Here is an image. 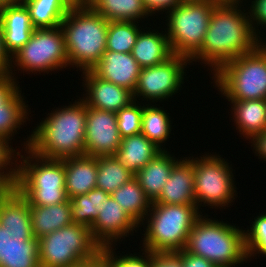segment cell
Instances as JSON below:
<instances>
[{
  "label": "cell",
  "instance_id": "83f0119b",
  "mask_svg": "<svg viewBox=\"0 0 266 267\" xmlns=\"http://www.w3.org/2000/svg\"><path fill=\"white\" fill-rule=\"evenodd\" d=\"M35 29L59 27L72 8L65 0H21Z\"/></svg>",
  "mask_w": 266,
  "mask_h": 267
},
{
  "label": "cell",
  "instance_id": "7bdbcfd3",
  "mask_svg": "<svg viewBox=\"0 0 266 267\" xmlns=\"http://www.w3.org/2000/svg\"><path fill=\"white\" fill-rule=\"evenodd\" d=\"M182 265L183 267H216L209 260L189 253L186 249L182 250Z\"/></svg>",
  "mask_w": 266,
  "mask_h": 267
},
{
  "label": "cell",
  "instance_id": "9a60e30c",
  "mask_svg": "<svg viewBox=\"0 0 266 267\" xmlns=\"http://www.w3.org/2000/svg\"><path fill=\"white\" fill-rule=\"evenodd\" d=\"M81 85L85 91L80 97L88 107L117 113L134 101L133 92L127 88L97 77L91 70L81 72Z\"/></svg>",
  "mask_w": 266,
  "mask_h": 267
},
{
  "label": "cell",
  "instance_id": "30bf717a",
  "mask_svg": "<svg viewBox=\"0 0 266 267\" xmlns=\"http://www.w3.org/2000/svg\"><path fill=\"white\" fill-rule=\"evenodd\" d=\"M219 155L206 152L194 158L195 201L199 210L206 206L228 209L238 197L233 166Z\"/></svg>",
  "mask_w": 266,
  "mask_h": 267
},
{
  "label": "cell",
  "instance_id": "9c48e42d",
  "mask_svg": "<svg viewBox=\"0 0 266 267\" xmlns=\"http://www.w3.org/2000/svg\"><path fill=\"white\" fill-rule=\"evenodd\" d=\"M67 67L69 61L61 27L42 28L34 29L29 41L11 57L9 74L14 77L18 70V73L23 71V75L24 72L41 75Z\"/></svg>",
  "mask_w": 266,
  "mask_h": 267
},
{
  "label": "cell",
  "instance_id": "f907efd6",
  "mask_svg": "<svg viewBox=\"0 0 266 267\" xmlns=\"http://www.w3.org/2000/svg\"><path fill=\"white\" fill-rule=\"evenodd\" d=\"M92 0H78V7L88 6Z\"/></svg>",
  "mask_w": 266,
  "mask_h": 267
},
{
  "label": "cell",
  "instance_id": "d6986e66",
  "mask_svg": "<svg viewBox=\"0 0 266 267\" xmlns=\"http://www.w3.org/2000/svg\"><path fill=\"white\" fill-rule=\"evenodd\" d=\"M193 158L194 155L180 158L173 166L159 197L152 203L196 205Z\"/></svg>",
  "mask_w": 266,
  "mask_h": 267
},
{
  "label": "cell",
  "instance_id": "d6a6232c",
  "mask_svg": "<svg viewBox=\"0 0 266 267\" xmlns=\"http://www.w3.org/2000/svg\"><path fill=\"white\" fill-rule=\"evenodd\" d=\"M139 25L135 21H109L106 51L131 53L139 33L144 29Z\"/></svg>",
  "mask_w": 266,
  "mask_h": 267
},
{
  "label": "cell",
  "instance_id": "8d00e7d4",
  "mask_svg": "<svg viewBox=\"0 0 266 267\" xmlns=\"http://www.w3.org/2000/svg\"><path fill=\"white\" fill-rule=\"evenodd\" d=\"M71 200V218L73 223L93 225L92 190L87 194L74 196Z\"/></svg>",
  "mask_w": 266,
  "mask_h": 267
},
{
  "label": "cell",
  "instance_id": "ffe728a7",
  "mask_svg": "<svg viewBox=\"0 0 266 267\" xmlns=\"http://www.w3.org/2000/svg\"><path fill=\"white\" fill-rule=\"evenodd\" d=\"M65 191L68 199L96 188L97 157L80 155L64 158Z\"/></svg>",
  "mask_w": 266,
  "mask_h": 267
},
{
  "label": "cell",
  "instance_id": "4dcf8cb0",
  "mask_svg": "<svg viewBox=\"0 0 266 267\" xmlns=\"http://www.w3.org/2000/svg\"><path fill=\"white\" fill-rule=\"evenodd\" d=\"M132 178L134 174L115 155L97 157L96 188L111 194Z\"/></svg>",
  "mask_w": 266,
  "mask_h": 267
},
{
  "label": "cell",
  "instance_id": "7402d4cb",
  "mask_svg": "<svg viewBox=\"0 0 266 267\" xmlns=\"http://www.w3.org/2000/svg\"><path fill=\"white\" fill-rule=\"evenodd\" d=\"M139 33L132 49V56L141 68L156 66L169 59L173 53L169 44L166 30H145ZM164 32V33H163Z\"/></svg>",
  "mask_w": 266,
  "mask_h": 267
},
{
  "label": "cell",
  "instance_id": "681fc988",
  "mask_svg": "<svg viewBox=\"0 0 266 267\" xmlns=\"http://www.w3.org/2000/svg\"><path fill=\"white\" fill-rule=\"evenodd\" d=\"M18 0H0V10L8 4L14 3Z\"/></svg>",
  "mask_w": 266,
  "mask_h": 267
},
{
  "label": "cell",
  "instance_id": "3957f363",
  "mask_svg": "<svg viewBox=\"0 0 266 267\" xmlns=\"http://www.w3.org/2000/svg\"><path fill=\"white\" fill-rule=\"evenodd\" d=\"M202 211L204 210H199L197 205L152 203L147 216L139 224L140 230L142 225L145 230L139 249L151 253L179 252L185 249L192 228L204 215Z\"/></svg>",
  "mask_w": 266,
  "mask_h": 267
},
{
  "label": "cell",
  "instance_id": "8fae6325",
  "mask_svg": "<svg viewBox=\"0 0 266 267\" xmlns=\"http://www.w3.org/2000/svg\"><path fill=\"white\" fill-rule=\"evenodd\" d=\"M216 4L212 0L184 2L165 15L166 35L173 54L190 59L201 48Z\"/></svg>",
  "mask_w": 266,
  "mask_h": 267
},
{
  "label": "cell",
  "instance_id": "ac0fdd59",
  "mask_svg": "<svg viewBox=\"0 0 266 267\" xmlns=\"http://www.w3.org/2000/svg\"><path fill=\"white\" fill-rule=\"evenodd\" d=\"M141 69L131 53L105 51L91 71L100 79L134 92Z\"/></svg>",
  "mask_w": 266,
  "mask_h": 267
},
{
  "label": "cell",
  "instance_id": "8992f818",
  "mask_svg": "<svg viewBox=\"0 0 266 267\" xmlns=\"http://www.w3.org/2000/svg\"><path fill=\"white\" fill-rule=\"evenodd\" d=\"M14 186L27 199L29 206L66 202L64 159L44 158L29 148L20 150Z\"/></svg>",
  "mask_w": 266,
  "mask_h": 267
},
{
  "label": "cell",
  "instance_id": "52a82bcc",
  "mask_svg": "<svg viewBox=\"0 0 266 267\" xmlns=\"http://www.w3.org/2000/svg\"><path fill=\"white\" fill-rule=\"evenodd\" d=\"M102 250L90 227L72 222L39 239V265L97 267Z\"/></svg>",
  "mask_w": 266,
  "mask_h": 267
},
{
  "label": "cell",
  "instance_id": "f5cc1de1",
  "mask_svg": "<svg viewBox=\"0 0 266 267\" xmlns=\"http://www.w3.org/2000/svg\"><path fill=\"white\" fill-rule=\"evenodd\" d=\"M262 40L263 41L265 40V41L263 42ZM265 42H266V38L265 37L263 39L262 38L260 39L261 46L266 50V43Z\"/></svg>",
  "mask_w": 266,
  "mask_h": 267
},
{
  "label": "cell",
  "instance_id": "5b68a950",
  "mask_svg": "<svg viewBox=\"0 0 266 267\" xmlns=\"http://www.w3.org/2000/svg\"><path fill=\"white\" fill-rule=\"evenodd\" d=\"M208 216L206 213L196 221L185 249L209 260L216 267L246 264L249 260L243 228Z\"/></svg>",
  "mask_w": 266,
  "mask_h": 267
},
{
  "label": "cell",
  "instance_id": "f35d334b",
  "mask_svg": "<svg viewBox=\"0 0 266 267\" xmlns=\"http://www.w3.org/2000/svg\"><path fill=\"white\" fill-rule=\"evenodd\" d=\"M250 1H251V5L249 7L250 10H248L250 23L254 33L261 39L263 37L260 36L266 35L260 32V30L262 31V29L266 30V0H253V1L250 0Z\"/></svg>",
  "mask_w": 266,
  "mask_h": 267
},
{
  "label": "cell",
  "instance_id": "4316f807",
  "mask_svg": "<svg viewBox=\"0 0 266 267\" xmlns=\"http://www.w3.org/2000/svg\"><path fill=\"white\" fill-rule=\"evenodd\" d=\"M88 6L108 21L140 23L143 19L145 21V18L148 20L150 16L142 0H92Z\"/></svg>",
  "mask_w": 266,
  "mask_h": 267
},
{
  "label": "cell",
  "instance_id": "f546056e",
  "mask_svg": "<svg viewBox=\"0 0 266 267\" xmlns=\"http://www.w3.org/2000/svg\"><path fill=\"white\" fill-rule=\"evenodd\" d=\"M110 195L138 225L143 222L152 205L135 178L123 184Z\"/></svg>",
  "mask_w": 266,
  "mask_h": 267
},
{
  "label": "cell",
  "instance_id": "d590c367",
  "mask_svg": "<svg viewBox=\"0 0 266 267\" xmlns=\"http://www.w3.org/2000/svg\"><path fill=\"white\" fill-rule=\"evenodd\" d=\"M143 102L134 100L127 107L121 108L117 113V125L121 138L141 133Z\"/></svg>",
  "mask_w": 266,
  "mask_h": 267
},
{
  "label": "cell",
  "instance_id": "816d5d0a",
  "mask_svg": "<svg viewBox=\"0 0 266 267\" xmlns=\"http://www.w3.org/2000/svg\"><path fill=\"white\" fill-rule=\"evenodd\" d=\"M71 7H78V0H65Z\"/></svg>",
  "mask_w": 266,
  "mask_h": 267
},
{
  "label": "cell",
  "instance_id": "7dc6e473",
  "mask_svg": "<svg viewBox=\"0 0 266 267\" xmlns=\"http://www.w3.org/2000/svg\"><path fill=\"white\" fill-rule=\"evenodd\" d=\"M10 66H11V58L6 53L4 48L2 25L0 21V75L9 74Z\"/></svg>",
  "mask_w": 266,
  "mask_h": 267
},
{
  "label": "cell",
  "instance_id": "db71d44e",
  "mask_svg": "<svg viewBox=\"0 0 266 267\" xmlns=\"http://www.w3.org/2000/svg\"><path fill=\"white\" fill-rule=\"evenodd\" d=\"M181 3H184V2H201V1H205V0H180Z\"/></svg>",
  "mask_w": 266,
  "mask_h": 267
},
{
  "label": "cell",
  "instance_id": "ab89813d",
  "mask_svg": "<svg viewBox=\"0 0 266 267\" xmlns=\"http://www.w3.org/2000/svg\"><path fill=\"white\" fill-rule=\"evenodd\" d=\"M18 76L0 75V109H2L20 90Z\"/></svg>",
  "mask_w": 266,
  "mask_h": 267
},
{
  "label": "cell",
  "instance_id": "6da1fadb",
  "mask_svg": "<svg viewBox=\"0 0 266 267\" xmlns=\"http://www.w3.org/2000/svg\"><path fill=\"white\" fill-rule=\"evenodd\" d=\"M245 5L217 3L214 6L203 44L190 58L191 66L201 61L214 75L225 64L252 52L260 44Z\"/></svg>",
  "mask_w": 266,
  "mask_h": 267
},
{
  "label": "cell",
  "instance_id": "f1b7e54d",
  "mask_svg": "<svg viewBox=\"0 0 266 267\" xmlns=\"http://www.w3.org/2000/svg\"><path fill=\"white\" fill-rule=\"evenodd\" d=\"M157 104H144L141 122V133L161 150H167L166 141L171 138L172 120L170 114ZM164 143V144H163ZM164 148H163V147Z\"/></svg>",
  "mask_w": 266,
  "mask_h": 267
},
{
  "label": "cell",
  "instance_id": "e575fe53",
  "mask_svg": "<svg viewBox=\"0 0 266 267\" xmlns=\"http://www.w3.org/2000/svg\"><path fill=\"white\" fill-rule=\"evenodd\" d=\"M253 219L247 230L244 229L245 247L250 261L261 254L266 257V212L259 213Z\"/></svg>",
  "mask_w": 266,
  "mask_h": 267
},
{
  "label": "cell",
  "instance_id": "d4e9b609",
  "mask_svg": "<svg viewBox=\"0 0 266 267\" xmlns=\"http://www.w3.org/2000/svg\"><path fill=\"white\" fill-rule=\"evenodd\" d=\"M30 217L34 238L39 240L72 223L71 200L47 206H30Z\"/></svg>",
  "mask_w": 266,
  "mask_h": 267
},
{
  "label": "cell",
  "instance_id": "7c38bea8",
  "mask_svg": "<svg viewBox=\"0 0 266 267\" xmlns=\"http://www.w3.org/2000/svg\"><path fill=\"white\" fill-rule=\"evenodd\" d=\"M188 65H191L189 58L173 54L163 63L142 68L133 92L134 100H146L148 104L169 100L182 90Z\"/></svg>",
  "mask_w": 266,
  "mask_h": 267
},
{
  "label": "cell",
  "instance_id": "836d02e7",
  "mask_svg": "<svg viewBox=\"0 0 266 267\" xmlns=\"http://www.w3.org/2000/svg\"><path fill=\"white\" fill-rule=\"evenodd\" d=\"M115 250V246L103 248L97 267H151L152 253L149 251L141 249L142 254L129 252L119 256Z\"/></svg>",
  "mask_w": 266,
  "mask_h": 267
},
{
  "label": "cell",
  "instance_id": "cb8c5ba5",
  "mask_svg": "<svg viewBox=\"0 0 266 267\" xmlns=\"http://www.w3.org/2000/svg\"><path fill=\"white\" fill-rule=\"evenodd\" d=\"M162 150L142 133L122 138L115 157L134 175Z\"/></svg>",
  "mask_w": 266,
  "mask_h": 267
},
{
  "label": "cell",
  "instance_id": "1f68e13d",
  "mask_svg": "<svg viewBox=\"0 0 266 267\" xmlns=\"http://www.w3.org/2000/svg\"><path fill=\"white\" fill-rule=\"evenodd\" d=\"M22 89L2 108L0 109V137L5 138L10 143L14 135L19 134L17 131L21 129L24 123L27 125L31 108L26 104ZM25 100V101H24ZM27 119V120H26Z\"/></svg>",
  "mask_w": 266,
  "mask_h": 267
},
{
  "label": "cell",
  "instance_id": "277c9868",
  "mask_svg": "<svg viewBox=\"0 0 266 267\" xmlns=\"http://www.w3.org/2000/svg\"><path fill=\"white\" fill-rule=\"evenodd\" d=\"M109 21L89 6L72 7L60 27L64 34L69 67L91 70L106 51Z\"/></svg>",
  "mask_w": 266,
  "mask_h": 267
},
{
  "label": "cell",
  "instance_id": "b9f144b4",
  "mask_svg": "<svg viewBox=\"0 0 266 267\" xmlns=\"http://www.w3.org/2000/svg\"><path fill=\"white\" fill-rule=\"evenodd\" d=\"M142 2L151 17H153L154 14L157 16L158 13L160 15V12L162 14L163 12L167 14L181 4L180 0H142Z\"/></svg>",
  "mask_w": 266,
  "mask_h": 267
},
{
  "label": "cell",
  "instance_id": "f6af8a7d",
  "mask_svg": "<svg viewBox=\"0 0 266 267\" xmlns=\"http://www.w3.org/2000/svg\"><path fill=\"white\" fill-rule=\"evenodd\" d=\"M17 173H0V202L15 187Z\"/></svg>",
  "mask_w": 266,
  "mask_h": 267
},
{
  "label": "cell",
  "instance_id": "e0dca14e",
  "mask_svg": "<svg viewBox=\"0 0 266 267\" xmlns=\"http://www.w3.org/2000/svg\"><path fill=\"white\" fill-rule=\"evenodd\" d=\"M3 44L10 58L30 39L34 27L25 4L18 0L0 10Z\"/></svg>",
  "mask_w": 266,
  "mask_h": 267
},
{
  "label": "cell",
  "instance_id": "ba28073f",
  "mask_svg": "<svg viewBox=\"0 0 266 267\" xmlns=\"http://www.w3.org/2000/svg\"><path fill=\"white\" fill-rule=\"evenodd\" d=\"M213 87L227 101L266 99V50L259 44L221 67L212 77Z\"/></svg>",
  "mask_w": 266,
  "mask_h": 267
},
{
  "label": "cell",
  "instance_id": "7a4b0ae2",
  "mask_svg": "<svg viewBox=\"0 0 266 267\" xmlns=\"http://www.w3.org/2000/svg\"><path fill=\"white\" fill-rule=\"evenodd\" d=\"M68 106L52 108L37 127H33L22 149L29 148L44 158L64 159L84 155L86 103L79 97Z\"/></svg>",
  "mask_w": 266,
  "mask_h": 267
},
{
  "label": "cell",
  "instance_id": "44dd1931",
  "mask_svg": "<svg viewBox=\"0 0 266 267\" xmlns=\"http://www.w3.org/2000/svg\"><path fill=\"white\" fill-rule=\"evenodd\" d=\"M179 158L182 157L176 158L171 151L162 150L134 175L151 202L159 197Z\"/></svg>",
  "mask_w": 266,
  "mask_h": 267
},
{
  "label": "cell",
  "instance_id": "4fadbf2b",
  "mask_svg": "<svg viewBox=\"0 0 266 267\" xmlns=\"http://www.w3.org/2000/svg\"><path fill=\"white\" fill-rule=\"evenodd\" d=\"M121 140L116 113L86 105L84 154L94 157L115 155Z\"/></svg>",
  "mask_w": 266,
  "mask_h": 267
},
{
  "label": "cell",
  "instance_id": "2e32d148",
  "mask_svg": "<svg viewBox=\"0 0 266 267\" xmlns=\"http://www.w3.org/2000/svg\"><path fill=\"white\" fill-rule=\"evenodd\" d=\"M0 267H40L39 240L33 232L7 231L0 225Z\"/></svg>",
  "mask_w": 266,
  "mask_h": 267
},
{
  "label": "cell",
  "instance_id": "603a6c76",
  "mask_svg": "<svg viewBox=\"0 0 266 267\" xmlns=\"http://www.w3.org/2000/svg\"><path fill=\"white\" fill-rule=\"evenodd\" d=\"M232 122L237 133L245 140H251L256 134L266 131V99L228 101Z\"/></svg>",
  "mask_w": 266,
  "mask_h": 267
},
{
  "label": "cell",
  "instance_id": "484cf974",
  "mask_svg": "<svg viewBox=\"0 0 266 267\" xmlns=\"http://www.w3.org/2000/svg\"><path fill=\"white\" fill-rule=\"evenodd\" d=\"M0 225L7 231L32 232L29 203L15 187L0 202Z\"/></svg>",
  "mask_w": 266,
  "mask_h": 267
},
{
  "label": "cell",
  "instance_id": "c3c4849f",
  "mask_svg": "<svg viewBox=\"0 0 266 267\" xmlns=\"http://www.w3.org/2000/svg\"><path fill=\"white\" fill-rule=\"evenodd\" d=\"M212 1H214V2H216V3H241V4H243L242 2L243 1H247V0H212Z\"/></svg>",
  "mask_w": 266,
  "mask_h": 267
},
{
  "label": "cell",
  "instance_id": "60d3db41",
  "mask_svg": "<svg viewBox=\"0 0 266 267\" xmlns=\"http://www.w3.org/2000/svg\"><path fill=\"white\" fill-rule=\"evenodd\" d=\"M151 267H183L182 250L169 253H152Z\"/></svg>",
  "mask_w": 266,
  "mask_h": 267
},
{
  "label": "cell",
  "instance_id": "ee69618b",
  "mask_svg": "<svg viewBox=\"0 0 266 267\" xmlns=\"http://www.w3.org/2000/svg\"><path fill=\"white\" fill-rule=\"evenodd\" d=\"M249 144H251V149H253V153L258 156V159L266 161V131L256 134L249 141Z\"/></svg>",
  "mask_w": 266,
  "mask_h": 267
},
{
  "label": "cell",
  "instance_id": "5bb4252c",
  "mask_svg": "<svg viewBox=\"0 0 266 267\" xmlns=\"http://www.w3.org/2000/svg\"><path fill=\"white\" fill-rule=\"evenodd\" d=\"M90 228L93 238L103 249L117 246L120 243L118 241L133 236L134 231L137 233L139 230V225L110 195L104 200L98 217Z\"/></svg>",
  "mask_w": 266,
  "mask_h": 267
},
{
  "label": "cell",
  "instance_id": "bcb514c9",
  "mask_svg": "<svg viewBox=\"0 0 266 267\" xmlns=\"http://www.w3.org/2000/svg\"><path fill=\"white\" fill-rule=\"evenodd\" d=\"M109 196L110 194L101 189H92L93 223L98 217L99 210L102 207L104 200H107Z\"/></svg>",
  "mask_w": 266,
  "mask_h": 267
},
{
  "label": "cell",
  "instance_id": "74e56055",
  "mask_svg": "<svg viewBox=\"0 0 266 267\" xmlns=\"http://www.w3.org/2000/svg\"><path fill=\"white\" fill-rule=\"evenodd\" d=\"M3 137H0V173H17L19 149Z\"/></svg>",
  "mask_w": 266,
  "mask_h": 267
}]
</instances>
